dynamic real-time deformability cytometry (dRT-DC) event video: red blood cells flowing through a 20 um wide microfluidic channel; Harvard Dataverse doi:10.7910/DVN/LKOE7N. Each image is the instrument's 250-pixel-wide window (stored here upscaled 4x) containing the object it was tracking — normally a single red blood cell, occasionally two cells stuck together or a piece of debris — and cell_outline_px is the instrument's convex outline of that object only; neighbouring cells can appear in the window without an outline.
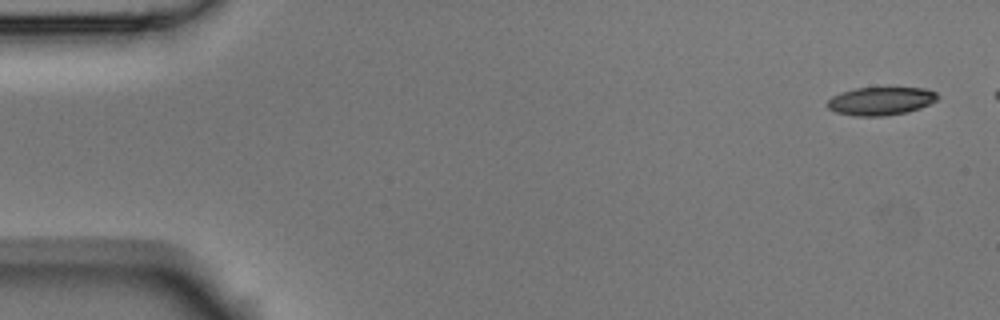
{"species": "Egyptian fruit bat (a non-hibernating species)", "species_latin": "Rousettus aegyptiacus", "temperature_condition": "room temperature", "stored_images_in_passage": 6, "segment_of_instrument_passage": [2, 2], "camera_frame_rate_fps": 3000, "um_per_image_px": 0.085, "animal": {"sex": "male"}, "frame": {"image": 1, "passage_image": 6, "time_ms": 1.667, "image_size_px": [1000, 320], "cell_outline_px": [[940, 96], [936, 100], [920, 108], [908, 112], [884, 116], [852, 116], [836, 112], [828, 108], [828, 100], [832, 96], [840, 92], [856, 88], [924, 88], [936, 92]], "centroid_in_image_um": [74.86, 8.59], "position_along_channel_um": 10.1, "area_um2": 18.09}}